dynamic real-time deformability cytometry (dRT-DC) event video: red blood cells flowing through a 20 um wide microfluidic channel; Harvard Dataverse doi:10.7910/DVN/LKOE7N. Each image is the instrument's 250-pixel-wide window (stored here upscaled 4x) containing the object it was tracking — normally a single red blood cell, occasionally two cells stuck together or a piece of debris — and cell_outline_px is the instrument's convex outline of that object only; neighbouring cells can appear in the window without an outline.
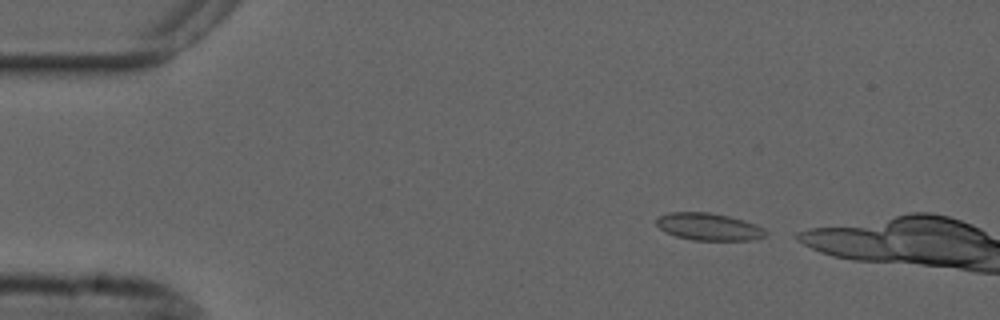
{"species": "common noctule bat (a hibernating species)", "species_latin": "Nyctalus noctula", "temperature_condition": "cold", "stored_images_in_passage": 10, "camera_frame_rate_fps": 3000, "um_per_image_px": 0.085, "animal": {"sex": "male", "forearm_length_mm": 52.5}, "frame": {"image": 1, "passage_image": 2, "time_ms": 0.333, "image_size_px": [1000, 320], "cell_outline_px": [[768, 236], [756, 240], [692, 240], [676, 236], [660, 228], [656, 224], [656, 220], [660, 216], [668, 212], [708, 212], [728, 216], [744, 220], [756, 224], [764, 228], [768, 232]], "centroid_in_image_um": [60.31, 19.28], "position_along_channel_um": 24.7, "area_um2": 17.46}}